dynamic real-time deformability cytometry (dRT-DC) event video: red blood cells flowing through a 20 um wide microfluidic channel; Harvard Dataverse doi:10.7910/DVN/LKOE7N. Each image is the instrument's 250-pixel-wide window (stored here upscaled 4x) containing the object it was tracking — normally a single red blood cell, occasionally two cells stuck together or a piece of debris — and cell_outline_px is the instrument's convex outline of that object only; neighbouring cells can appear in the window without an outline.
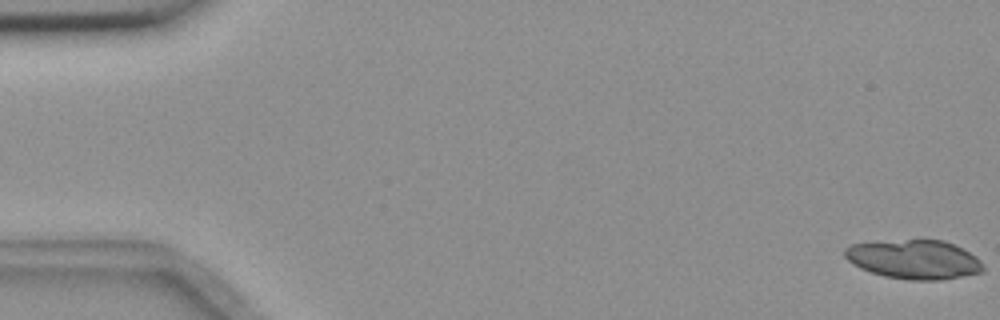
{"species": "common noctule bat (a hibernating species)", "species_latin": "Nyctalus noctula", "temperature_condition": "room temperature", "stored_images_in_passage": 15, "camera_frame_rate_fps": 3000, "um_per_image_px": 0.085, "animal": {"sex": "female", "body_mass_g": 18.4}, "frame": {"image": 1, "passage_image": 1, "time_ms": 0.0, "image_size_px": [1000, 320], "cell_outline_px": [[984, 272], [940, 280], [908, 280], [884, 276], [860, 268], [852, 264], [844, 256], [844, 248], [852, 244], [908, 240], [944, 240], [976, 256], [980, 260], [984, 268]], "centroid_in_image_um": [77.7, 22.07], "position_along_channel_um": 7.3, "area_um2": 31.27}}